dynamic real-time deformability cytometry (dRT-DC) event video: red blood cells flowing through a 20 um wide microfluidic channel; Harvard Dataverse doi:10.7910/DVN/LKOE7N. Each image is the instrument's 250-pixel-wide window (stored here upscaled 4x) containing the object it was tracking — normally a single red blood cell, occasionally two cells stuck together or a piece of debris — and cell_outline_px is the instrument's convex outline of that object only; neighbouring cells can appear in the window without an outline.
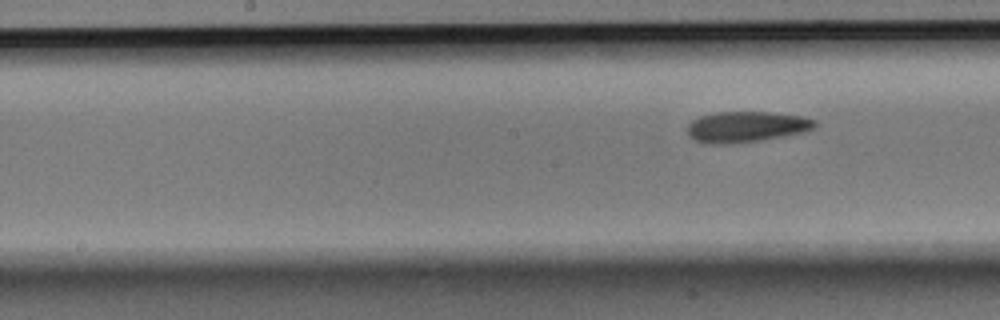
{"species": "Egyptian fruit bat (a non-hibernating species)", "species_latin": "Rousettus aegyptiacus", "temperature_condition": "room temperature", "stored_images_in_passage": 8, "segment_of_instrument_passage": [2, 2], "camera_frame_rate_fps": 3000, "um_per_image_px": 0.085, "animal": {"sex": "male"}, "frame": {"image": 1, "passage_image": 8, "time_ms": 2.333, "image_size_px": [1000, 320], "cell_outline_px": [[816, 128], [808, 132], [760, 140], [732, 144], [704, 144], [688, 136], [688, 124], [692, 120], [700, 116], [716, 112], [768, 112], [800, 116], [816, 120]], "centroid_in_image_um": [63.44, 10.79], "position_along_channel_um": 184.8, "area_um2": 23.12}}